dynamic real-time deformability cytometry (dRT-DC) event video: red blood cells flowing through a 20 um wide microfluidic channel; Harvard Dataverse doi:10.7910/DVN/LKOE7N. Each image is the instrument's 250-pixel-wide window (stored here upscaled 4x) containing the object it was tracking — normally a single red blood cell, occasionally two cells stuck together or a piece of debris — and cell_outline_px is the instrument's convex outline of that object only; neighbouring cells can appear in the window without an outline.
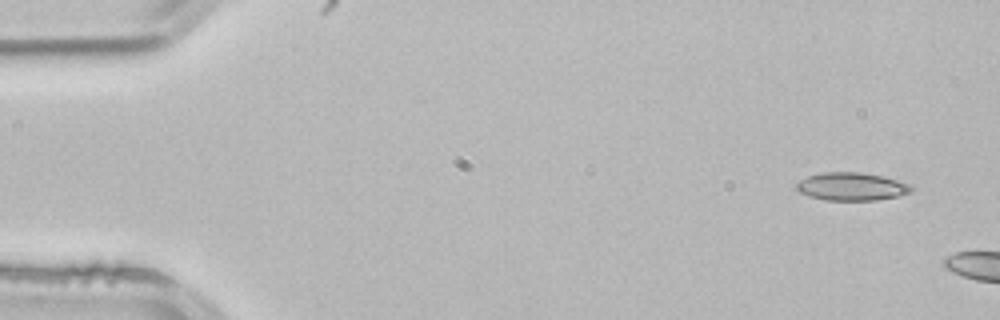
{"species": "common noctule bat (a hibernating species)", "species_latin": "Nyctalus noctula", "temperature_condition": "room temperature", "stored_images_in_passage": 2, "camera_frame_rate_fps": 3000, "um_per_image_px": 0.085, "animal": {"sex": "male", "body_mass_g": 21.5, "forearm_length_mm": 52.0}, "frame": {"image": 1, "passage_image": 1, "time_ms": 0.0, "image_size_px": [1000, 320], "cell_outline_px": [[912, 192], [896, 196], [876, 200], [824, 200], [808, 196], [800, 192], [796, 188], [796, 184], [800, 180], [808, 176], [820, 172], [860, 172], [884, 176], [912, 184]], "centroid_in_image_um": [72.39, 15.85], "position_along_channel_um": 12.6, "area_um2": 18.84}}